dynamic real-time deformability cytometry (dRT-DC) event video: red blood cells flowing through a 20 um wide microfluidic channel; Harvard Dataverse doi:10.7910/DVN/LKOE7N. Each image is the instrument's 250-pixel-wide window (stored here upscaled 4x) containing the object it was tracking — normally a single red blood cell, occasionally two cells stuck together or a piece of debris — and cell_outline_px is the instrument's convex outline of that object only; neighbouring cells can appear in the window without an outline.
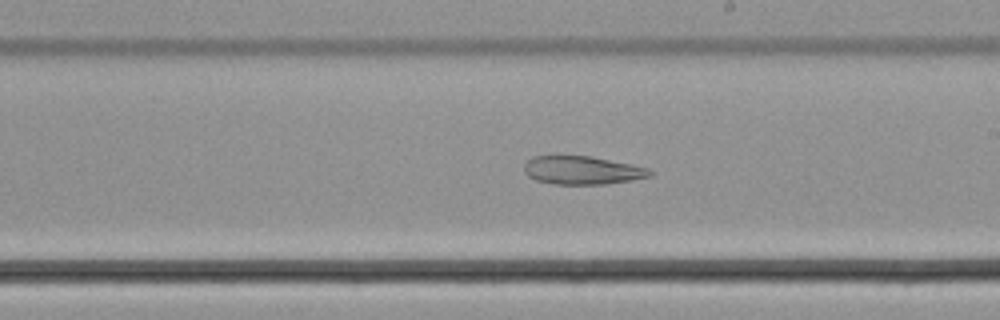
{"species": "common noctule bat (a hibernating species)", "species_latin": "Nyctalus noctula", "temperature_condition": "cold", "stored_images_in_passage": 37, "camera_frame_rate_fps": 3000, "um_per_image_px": 0.085, "animal": {"sex": "male", "body_mass_g": 21.5, "forearm_length_mm": 52.0}, "frame": {"image": 1, "passage_image": 22, "time_ms": 7.0, "image_size_px": [1000, 320], "cell_outline_px": [[652, 176], [632, 180], [608, 184], [552, 184], [536, 180], [528, 176], [524, 172], [524, 164], [532, 156], [588, 156], [648, 168], [652, 172]], "centroid_in_image_um": [49.46, 14.48], "position_along_channel_um": 239.5, "area_um2": 20.58}}